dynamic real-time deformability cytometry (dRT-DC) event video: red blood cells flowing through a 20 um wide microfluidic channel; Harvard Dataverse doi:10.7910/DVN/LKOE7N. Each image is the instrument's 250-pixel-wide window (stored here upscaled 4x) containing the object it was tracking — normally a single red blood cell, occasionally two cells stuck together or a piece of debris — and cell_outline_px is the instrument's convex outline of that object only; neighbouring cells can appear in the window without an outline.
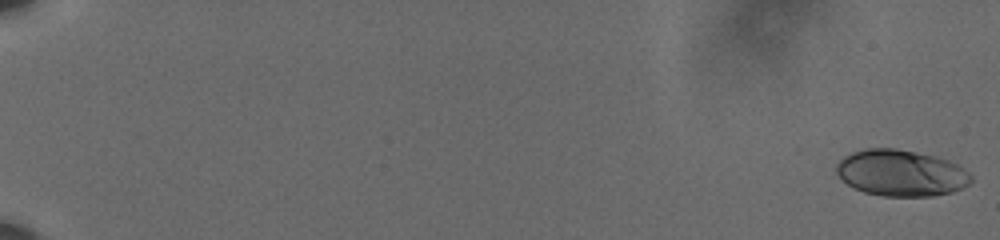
{"species": "human", "species_latin": "Homo sapiens", "temperature_condition": "cold", "stored_images_in_passage": 33, "camera_frame_rate_fps": 3000, "um_per_image_px": 0.085, "donor": {"sex": "male"}, "frame": {"image": 1, "passage_image": 1, "time_ms": 0.0, "image_size_px": [1000, 240], "cell_outline_px": [[972, 180], [964, 188], [952, 192], [932, 196], [884, 196], [864, 192], [848, 184], [836, 172], [836, 164], [844, 156], [852, 152], [864, 148], [896, 148], [936, 156], [948, 160], [964, 168], [972, 176]], "centroid_in_image_um": [76.6, 14.7], "position_along_channel_um": 8.4, "area_um2": 36.41}}
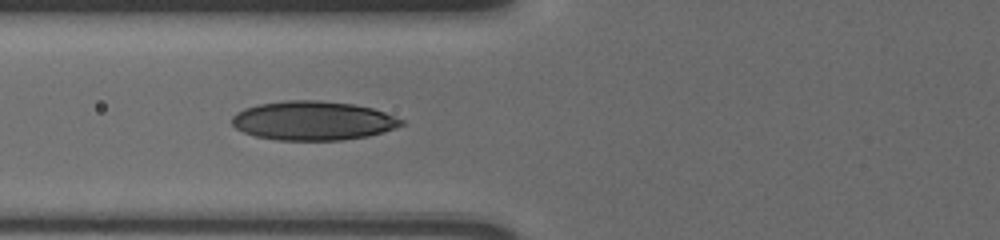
{"frame": {"image": 2, "passage_image": 24, "time_ms": 7.667, "image_size_px": [1000, 240], "cell_outline_px": [[404, 124], [384, 132], [368, 136], [344, 140], [276, 140], [256, 136], [244, 132], [236, 128], [232, 124], [232, 116], [236, 112], [244, 108], [260, 104], [284, 100], [316, 100], [352, 104], [372, 108], [384, 112], [404, 120]], "centroid_in_image_um": [26.6, 10.26], "position_along_channel_um": 99.2, "area_um2": 38.55}}
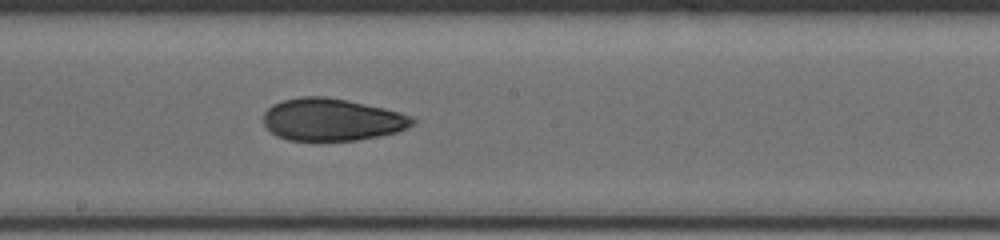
{"frame": {"image": 3, "passage_image": 33, "time_ms": 10.667, "image_size_px": [1000, 240], "cell_outline_px": [[416, 124], [408, 128], [396, 132], [380, 136], [356, 140], [288, 140], [276, 136], [264, 124], [264, 112], [272, 104], [284, 100], [300, 96], [324, 96], [348, 100], [384, 108], [400, 112], [412, 116], [416, 120]], "centroid_in_image_um": [28.24, 10.16], "position_along_channel_um": 220.0, "area_um2": 36.88}}